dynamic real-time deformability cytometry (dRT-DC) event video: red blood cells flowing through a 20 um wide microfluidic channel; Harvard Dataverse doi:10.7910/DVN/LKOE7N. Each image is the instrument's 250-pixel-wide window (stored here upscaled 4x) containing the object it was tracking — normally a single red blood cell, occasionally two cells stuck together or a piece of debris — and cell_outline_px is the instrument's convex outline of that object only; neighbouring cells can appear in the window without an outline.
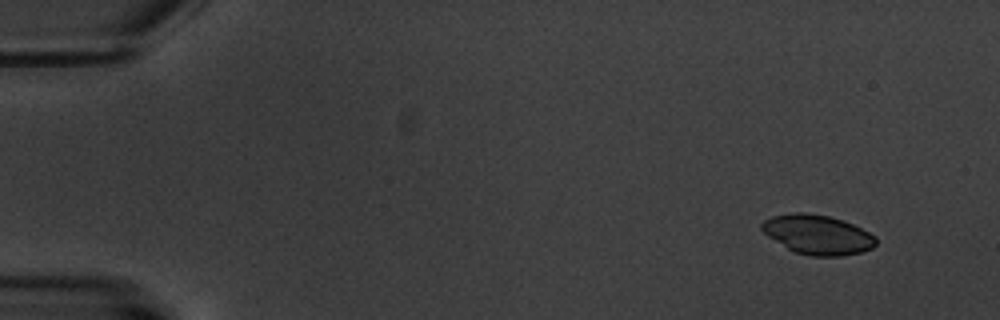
{"species": "common noctule bat (a hibernating species)", "species_latin": "Nyctalus noctula", "temperature_condition": "warm", "stored_images_in_passage": 7, "camera_frame_rate_fps": 3000, "um_per_image_px": 0.085, "animal": {"sex": "male", "body_mass_g": 20.1, "forearm_length_mm": 53.5}, "frame": {"image": 1, "passage_image": 1, "time_ms": 0.0, "image_size_px": [1000, 320], "cell_outline_px": [[876, 244], [872, 248], [860, 252], [840, 256], [812, 256], [796, 252], [788, 248], [768, 236], [760, 228], [760, 224], [764, 220], [772, 216], [796, 212], [808, 212], [828, 216], [852, 224], [876, 236]], "centroid_in_image_um": [69.48, 19.93], "position_along_channel_um": 15.5, "area_um2": 26.01}}